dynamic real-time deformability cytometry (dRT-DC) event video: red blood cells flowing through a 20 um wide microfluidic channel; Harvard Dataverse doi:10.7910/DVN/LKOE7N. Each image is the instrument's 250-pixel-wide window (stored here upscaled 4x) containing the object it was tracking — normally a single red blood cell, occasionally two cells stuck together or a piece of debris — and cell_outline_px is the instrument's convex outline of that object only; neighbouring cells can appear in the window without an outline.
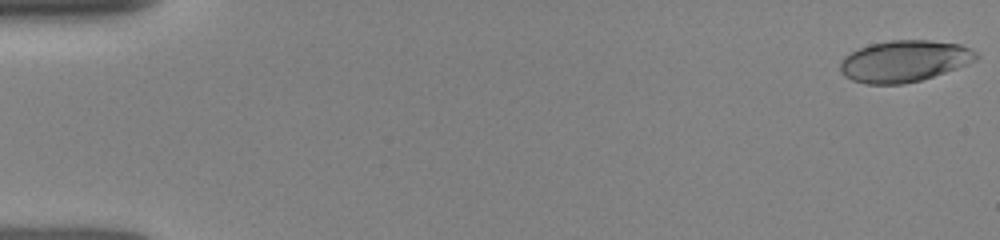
{"species": "human", "species_latin": "Homo sapiens", "temperature_condition": "room temperature", "stored_images_in_passage": 54, "camera_frame_rate_fps": 3000, "um_per_image_px": 0.085, "donor": {"sex": "female"}, "frame": {"image": 1, "passage_image": 1, "time_ms": 0.0, "image_size_px": [1000, 240], "cell_outline_px": [[980, 56], [976, 60], [968, 64], [920, 80], [904, 84], [864, 84], [852, 80], [844, 76], [840, 72], [840, 60], [844, 56], [860, 48], [872, 44], [892, 40], [928, 40], [960, 44], [972, 48]], "centroid_in_image_um": [76.86, 5.2], "position_along_channel_um": 8.1, "area_um2": 32.89}}
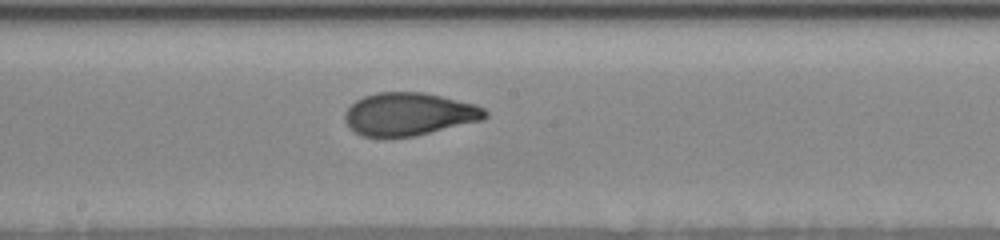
{"frame": {"image": 2, "passage_image": 29, "time_ms": 8.667, "image_size_px": [1000, 240], "cell_outline_px": [[488, 116], [484, 120], [416, 136], [384, 140], [360, 136], [344, 120], [344, 116], [348, 108], [356, 100], [364, 96], [376, 92], [424, 92], [476, 104], [484, 108], [488, 112]], "centroid_in_image_um": [34.77, 9.73], "position_along_channel_um": 213.4, "area_um2": 35.84}}
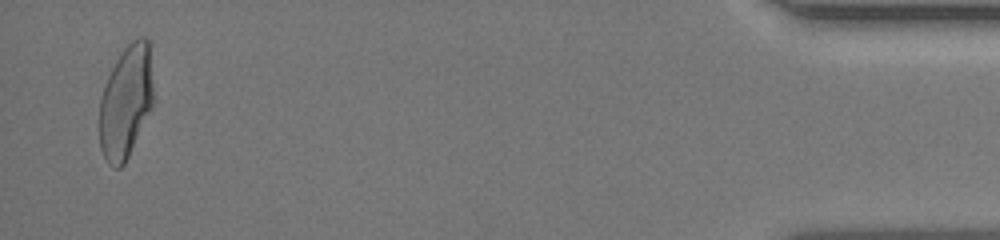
{"frame": {"image": 3, "passage_image": 52, "time_ms": 15.667, "image_size_px": [1000, 240], "cell_outline_px": [[152, 108], [124, 164], [120, 168], [116, 168], [108, 164], [100, 148], [100, 100], [104, 84], [120, 52], [132, 40], [140, 36], [144, 36], [148, 40], [152, 84]], "centroid_in_image_um": [10.69, 8.65], "position_along_channel_um": 424.5, "area_um2": 35.14}}